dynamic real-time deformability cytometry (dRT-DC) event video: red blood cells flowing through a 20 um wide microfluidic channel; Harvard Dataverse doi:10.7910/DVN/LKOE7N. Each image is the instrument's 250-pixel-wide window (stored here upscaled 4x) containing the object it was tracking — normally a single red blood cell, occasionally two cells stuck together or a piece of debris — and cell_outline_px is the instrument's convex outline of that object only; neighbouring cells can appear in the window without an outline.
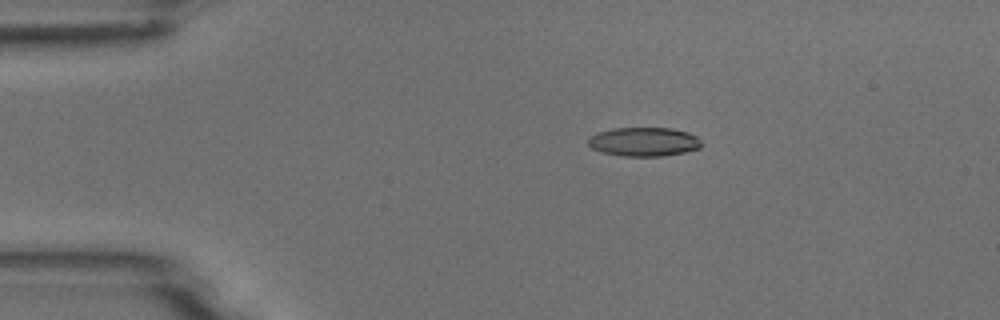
{"species": "common noctule bat (a hibernating species)", "species_latin": "Nyctalus noctula", "temperature_condition": "room temperature", "stored_images_in_passage": 5, "camera_frame_rate_fps": 3000, "um_per_image_px": 0.085, "animal": {"sex": "male", "body_mass_g": 18.8}, "frame": {"image": 1, "passage_image": 3, "time_ms": 2.333, "image_size_px": [1000, 320], "cell_outline_px": [[700, 148], [684, 152], [664, 156], [620, 156], [600, 152], [592, 148], [588, 144], [588, 136], [596, 132], [612, 128], [672, 128], [688, 132], [696, 136], [700, 140]], "centroid_in_image_um": [54.68, 12.05], "position_along_channel_um": 30.3, "area_um2": 19.31}}
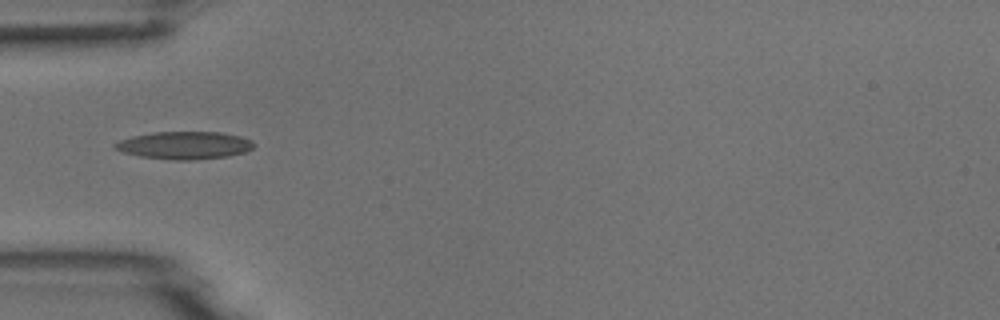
{"frame": {"image": 2, "passage_image": 5, "time_ms": 4.667, "image_size_px": [1000, 320], "cell_outline_px": [[256, 144], [252, 148], [244, 152], [228, 156], [192, 160], [172, 160], [140, 156], [124, 152], [112, 148], [112, 144], [120, 140], [132, 136], [152, 132], [220, 132], [240, 136], [252, 140]], "centroid_in_image_um": [15.67, 12.35], "position_along_channel_um": 69.3, "area_um2": 22.43}}